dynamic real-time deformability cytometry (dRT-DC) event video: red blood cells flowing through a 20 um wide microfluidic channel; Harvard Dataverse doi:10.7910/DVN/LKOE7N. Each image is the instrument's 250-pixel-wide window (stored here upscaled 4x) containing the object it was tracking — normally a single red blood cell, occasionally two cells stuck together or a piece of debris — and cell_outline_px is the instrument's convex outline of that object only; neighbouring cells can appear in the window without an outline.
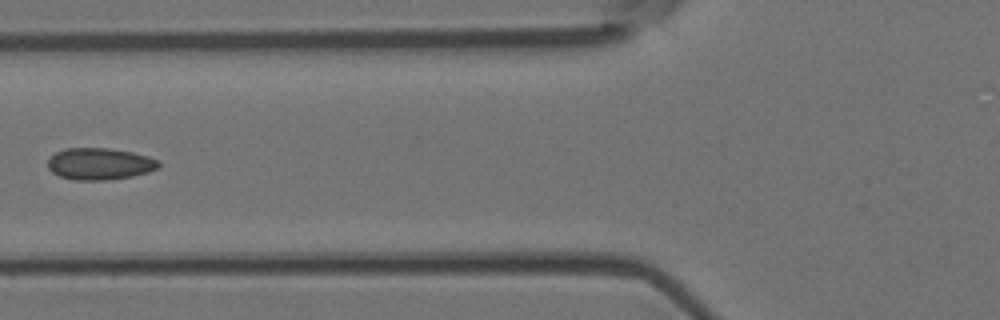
{"species": "Egyptian fruit bat (a non-hibernating species)", "species_latin": "Rousettus aegyptiacus", "temperature_condition": "room temperature", "stored_images_in_passage": 6, "camera_frame_rate_fps": 3000, "um_per_image_px": 0.085, "animal": {"sex": "female"}, "frame": {"image": 1, "passage_image": 6, "time_ms": 1.667, "image_size_px": [1000, 320], "cell_outline_px": [[160, 164], [156, 168], [148, 172], [132, 176], [108, 180], [76, 180], [60, 176], [52, 172], [48, 168], [48, 160], [56, 152], [64, 148], [108, 148], [132, 152], [148, 156], [160, 160]], "centroid_in_image_um": [8.48, 13.92], "position_along_channel_um": 117.3, "area_um2": 20.52}}